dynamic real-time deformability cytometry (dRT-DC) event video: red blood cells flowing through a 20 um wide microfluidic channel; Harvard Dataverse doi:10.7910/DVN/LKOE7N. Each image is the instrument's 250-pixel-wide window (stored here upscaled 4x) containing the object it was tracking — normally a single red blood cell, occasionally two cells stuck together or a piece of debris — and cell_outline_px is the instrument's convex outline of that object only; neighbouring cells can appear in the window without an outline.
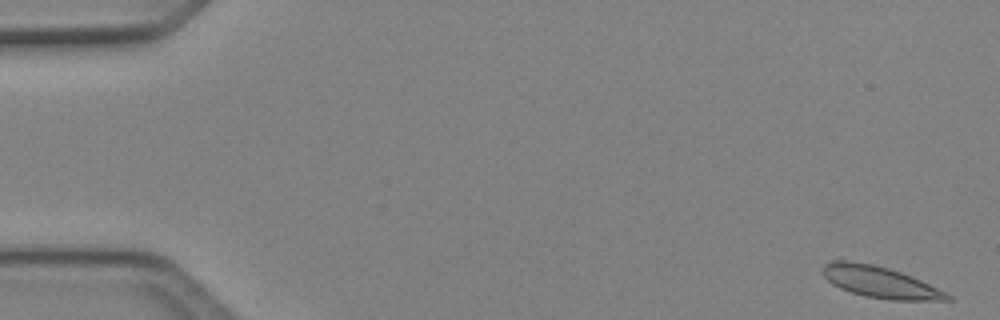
{"species": "Egyptian fruit bat (a non-hibernating species)", "species_latin": "Rousettus aegyptiacus", "temperature_condition": "cold", "stored_images_in_passage": 4, "camera_frame_rate_fps": 3000, "um_per_image_px": 0.085, "animal": {"sex": "female"}, "frame": {"image": 1, "passage_image": 1, "time_ms": 0.0, "image_size_px": [1000, 320], "cell_outline_px": [[952, 300], [892, 300], [864, 296], [840, 288], [832, 284], [824, 276], [824, 264], [828, 260], [844, 260], [872, 264], [888, 268], [912, 276], [948, 292], [952, 296]], "centroid_in_image_um": [74.83, 23.98], "position_along_channel_um": 10.2, "area_um2": 22.77}}
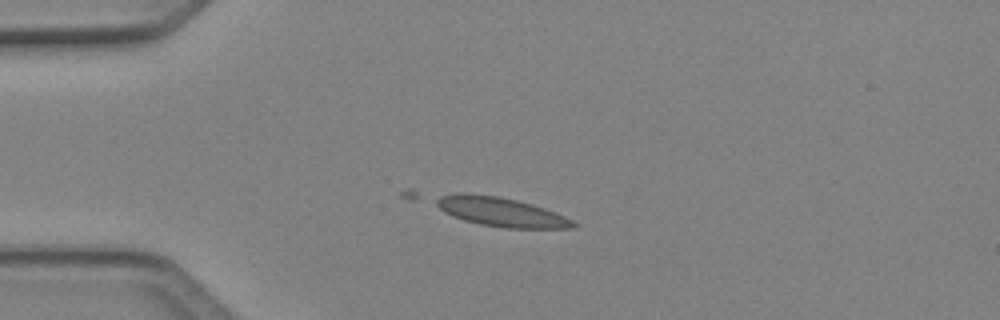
{"frame": {"image": 2, "passage_image": 4, "time_ms": 1.0, "image_size_px": [1000, 320], "cell_outline_px": [[580, 224], [576, 228], [504, 228], [480, 224], [464, 220], [452, 216], [444, 212], [432, 200], [440, 196], [456, 192], [468, 192], [500, 196], [532, 204], [556, 212]], "centroid_in_image_um": [42.57, 18.0], "position_along_channel_um": 42.4, "area_um2": 23.64}}